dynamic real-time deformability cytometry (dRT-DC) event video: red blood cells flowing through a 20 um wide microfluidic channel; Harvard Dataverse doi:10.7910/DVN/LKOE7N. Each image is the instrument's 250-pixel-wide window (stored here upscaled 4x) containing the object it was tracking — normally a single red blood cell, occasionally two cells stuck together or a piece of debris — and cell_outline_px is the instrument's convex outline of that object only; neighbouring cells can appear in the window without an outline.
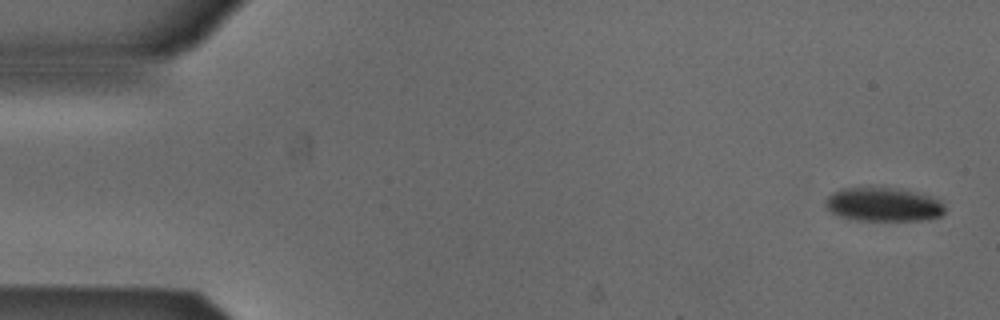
{"species": "Egyptian fruit bat (a non-hibernating species)", "species_latin": "Rousettus aegyptiacus", "temperature_condition": "cold", "stored_images_in_passage": 6, "camera_frame_rate_fps": 3000, "um_per_image_px": 0.085, "animal": {"sex": "male"}, "frame": {"image": 1, "passage_image": 1, "time_ms": 0.0, "image_size_px": [1000, 320], "cell_outline_px": [[944, 212], [940, 216], [920, 220], [856, 220], [840, 216], [828, 212], [824, 204], [824, 200], [832, 192], [840, 188], [868, 184], [876, 184], [900, 188], [928, 196], [940, 200], [944, 204]], "centroid_in_image_um": [74.98, 17.32], "position_along_channel_um": 10.0, "area_um2": 24.51}}
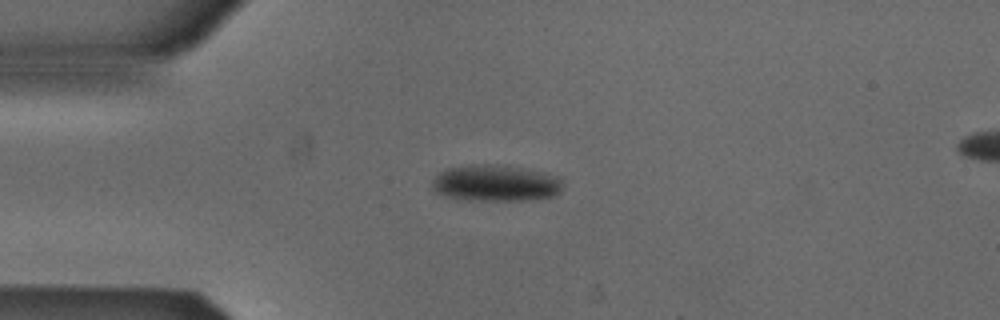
{"frame": {"image": 2, "passage_image": 4, "time_ms": 1.0, "image_size_px": [1000, 320], "cell_outline_px": [[560, 192], [552, 196], [524, 200], [472, 200], [448, 196], [436, 192], [432, 188], [432, 180], [440, 172], [448, 168], [472, 164], [500, 164], [556, 176], [560, 180]], "centroid_in_image_um": [42.06, 15.56], "position_along_channel_um": 42.9, "area_um2": 27.17}}
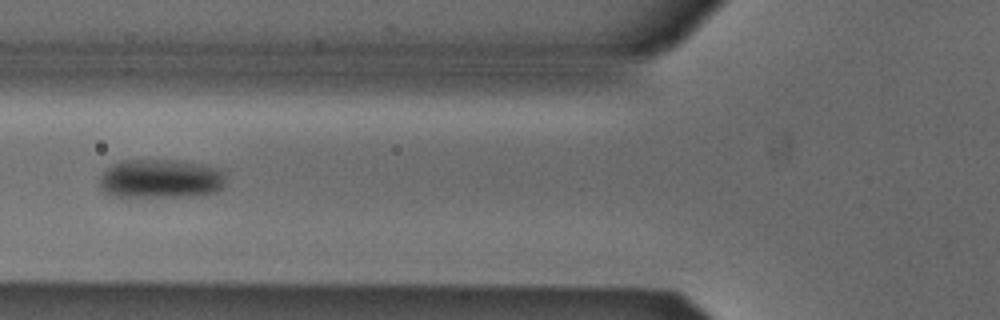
{"frame": {"image": 3, "passage_image": 6, "time_ms": 1.667, "image_size_px": [1000, 320], "cell_outline_px": [[224, 184], [216, 192], [200, 196], [128, 200], [104, 192], [100, 188], [100, 176], [112, 164], [124, 160], [176, 160], [208, 164], [220, 168], [224, 172]], "centroid_in_image_um": [13.66, 15.24], "position_along_channel_um": 112.1, "area_um2": 30.11}}